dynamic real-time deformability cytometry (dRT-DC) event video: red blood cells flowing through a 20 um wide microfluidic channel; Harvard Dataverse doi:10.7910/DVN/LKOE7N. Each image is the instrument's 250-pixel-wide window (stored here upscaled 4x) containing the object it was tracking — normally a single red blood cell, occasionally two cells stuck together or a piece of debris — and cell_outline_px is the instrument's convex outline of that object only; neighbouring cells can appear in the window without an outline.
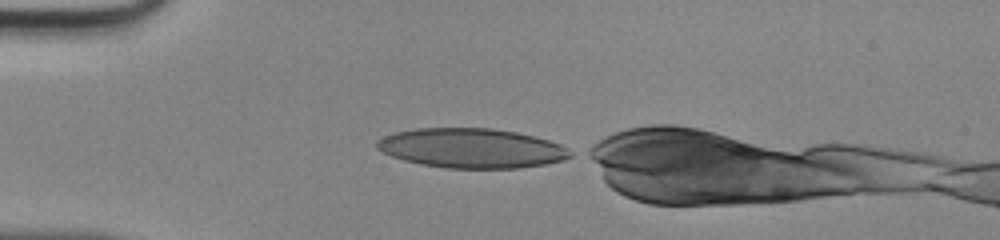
{"species": "human", "species_latin": "Homo sapiens", "temperature_condition": "room temperature", "stored_images_in_passage": 31, "camera_frame_rate_fps": 3000, "um_per_image_px": 0.085, "donor": {"sex": "male"}, "frame": {"image": 1, "passage_image": 1, "time_ms": 0.0, "image_size_px": [1000, 240], "cell_outline_px": [[572, 156], [564, 160], [544, 164], [520, 168], [444, 168], [420, 164], [404, 160], [392, 156], [376, 148], [376, 140], [384, 136], [396, 132], [416, 128], [492, 128], [516, 132], [548, 140], [560, 144], [572, 152]], "centroid_in_image_um": [40.07, 12.6], "position_along_channel_um": 44.9, "area_um2": 44.56}}
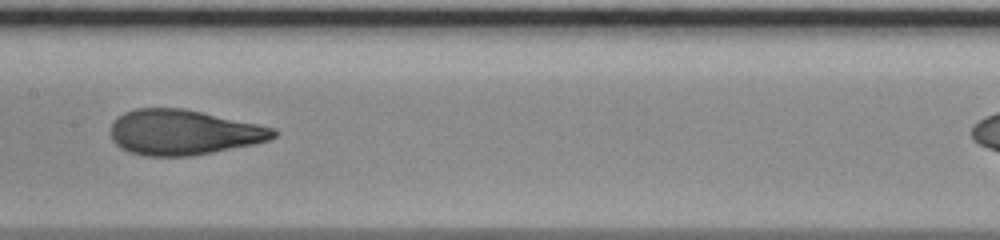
{"frame": {"image": 2, "passage_image": 13, "time_ms": 4.0, "image_size_px": [1000, 240], "cell_outline_px": [[280, 132], [276, 136], [268, 140], [256, 144], [192, 156], [148, 156], [128, 152], [120, 148], [112, 140], [112, 124], [124, 112], [136, 108], [184, 108], [276, 128]], "centroid_in_image_um": [15.63, 11.25], "position_along_channel_um": 191.8, "area_um2": 42.95}}
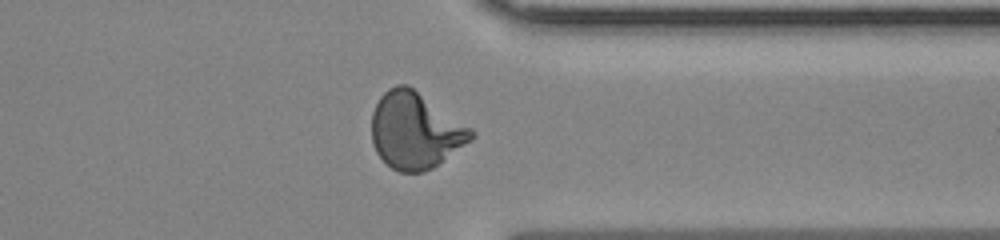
{"frame": {"image": 3, "passage_image": 26, "time_ms": 8.333, "image_size_px": [1000, 240], "cell_outline_px": [[476, 136], [472, 140], [432, 168], [424, 172], [400, 172], [392, 168], [376, 152], [372, 144], [372, 112], [380, 96], [388, 88], [396, 84], [408, 84], [472, 128], [476, 132]], "centroid_in_image_um": [35.3, 11.08], "position_along_channel_um": 376.1, "area_um2": 44.39}}